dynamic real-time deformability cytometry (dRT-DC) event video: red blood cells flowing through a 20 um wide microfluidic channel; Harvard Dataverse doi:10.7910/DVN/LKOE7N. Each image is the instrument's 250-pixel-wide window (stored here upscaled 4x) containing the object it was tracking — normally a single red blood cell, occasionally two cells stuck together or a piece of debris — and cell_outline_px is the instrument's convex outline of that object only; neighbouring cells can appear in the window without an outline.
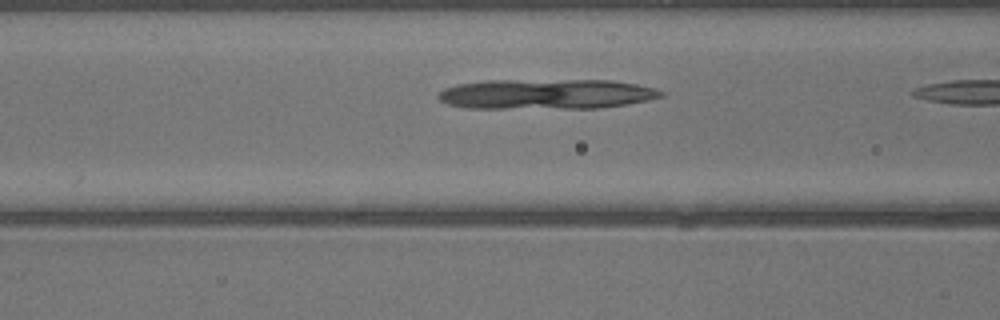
{"species": "common noctule bat (a hibernating species)", "species_latin": "Nyctalus noctula", "temperature_condition": "warm", "stored_images_in_passage": 5, "camera_frame_rate_fps": 3000, "um_per_image_px": 0.085, "animal": {"sex": "male", "body_mass_g": 13.3}, "frame": {"image": 1, "passage_image": 4, "time_ms": 1.0, "image_size_px": [1000, 320], "cell_outline_px": [[664, 96], [648, 100], [600, 108], [468, 108], [448, 104], [440, 100], [436, 96], [444, 88], [456, 84], [484, 80], [612, 80], [636, 84], [656, 88], [664, 92]], "centroid_in_image_um": [46.42, 7.99], "position_along_channel_um": 120.2, "area_um2": 39.25}}